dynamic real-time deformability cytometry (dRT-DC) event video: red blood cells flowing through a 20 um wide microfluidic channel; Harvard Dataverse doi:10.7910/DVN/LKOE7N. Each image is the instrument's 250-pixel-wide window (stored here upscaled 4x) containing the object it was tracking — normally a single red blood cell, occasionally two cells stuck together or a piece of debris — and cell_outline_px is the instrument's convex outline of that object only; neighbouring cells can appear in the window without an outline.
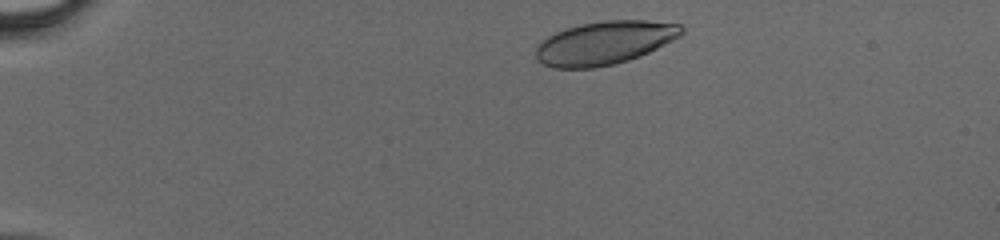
{"species": "human", "species_latin": "Homo sapiens", "temperature_condition": "cold", "stored_images_in_passage": 38, "camera_frame_rate_fps": 3000, "um_per_image_px": 0.085, "donor": {"sex": "male"}, "frame": {"image": 1, "passage_image": 2, "time_ms": 0.333, "image_size_px": [1000, 240], "cell_outline_px": [[684, 32], [680, 36], [640, 56], [628, 60], [612, 64], [592, 68], [552, 68], [536, 60], [536, 48], [548, 36], [556, 32], [580, 24], [604, 20], [648, 20], [680, 24], [684, 28]], "centroid_in_image_um": [51.39, 3.64], "position_along_channel_um": 33.6, "area_um2": 36.59}}
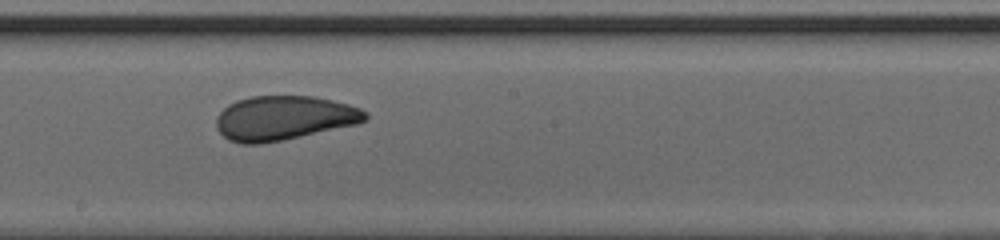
{"frame": {"image": 2, "passage_image": 20, "time_ms": 6.333, "image_size_px": [1000, 240], "cell_outline_px": [[368, 120], [356, 124], [284, 140], [260, 144], [240, 144], [228, 140], [216, 128], [216, 116], [228, 104], [236, 100], [252, 96], [312, 96], [332, 100], [348, 104], [360, 108], [368, 112]], "centroid_in_image_um": [24.12, 10.03], "position_along_channel_um": 224.1, "area_um2": 38.73}}
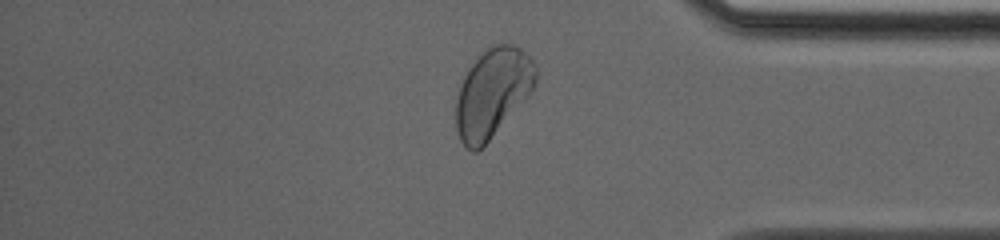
{"frame": {"image": 3, "passage_image": 32, "time_ms": 10.333, "image_size_px": [1000, 240], "cell_outline_px": [[536, 80], [532, 88], [488, 140], [476, 152], [472, 152], [460, 140], [456, 128], [456, 96], [460, 84], [468, 68], [476, 56], [488, 48], [496, 44], [512, 44], [520, 48], [532, 60], [536, 68]], "centroid_in_image_um": [41.81, 7.84], "position_along_channel_um": 393.4, "area_um2": 40.23}}